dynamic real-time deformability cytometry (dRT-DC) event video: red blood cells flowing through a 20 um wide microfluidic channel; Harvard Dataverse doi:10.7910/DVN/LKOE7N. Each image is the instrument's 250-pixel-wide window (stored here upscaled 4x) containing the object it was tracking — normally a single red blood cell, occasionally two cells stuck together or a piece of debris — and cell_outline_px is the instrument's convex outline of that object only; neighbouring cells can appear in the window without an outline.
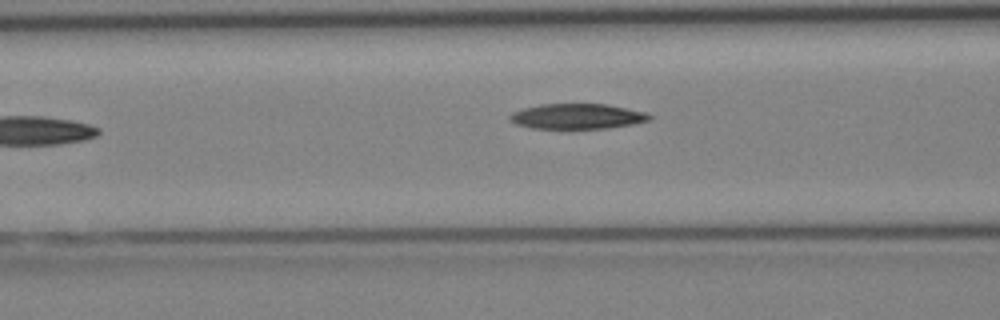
{"species": "Egyptian fruit bat (a non-hibernating species)", "species_latin": "Rousettus aegyptiacus", "temperature_condition": "cold", "stored_images_in_passage": 4, "camera_frame_rate_fps": 3000, "um_per_image_px": 0.085, "animal": {"sex": "female"}, "frame": {"image": 1, "passage_image": 4, "time_ms": 3.667, "image_size_px": [1000, 320], "cell_outline_px": [[652, 116], [648, 120], [632, 124], [608, 128], [532, 128], [516, 124], [508, 120], [508, 116], [512, 112], [524, 108], [540, 104], [604, 104], [648, 112]], "centroid_in_image_um": [49.03, 9.88], "position_along_channel_um": 117.6, "area_um2": 20.46}}